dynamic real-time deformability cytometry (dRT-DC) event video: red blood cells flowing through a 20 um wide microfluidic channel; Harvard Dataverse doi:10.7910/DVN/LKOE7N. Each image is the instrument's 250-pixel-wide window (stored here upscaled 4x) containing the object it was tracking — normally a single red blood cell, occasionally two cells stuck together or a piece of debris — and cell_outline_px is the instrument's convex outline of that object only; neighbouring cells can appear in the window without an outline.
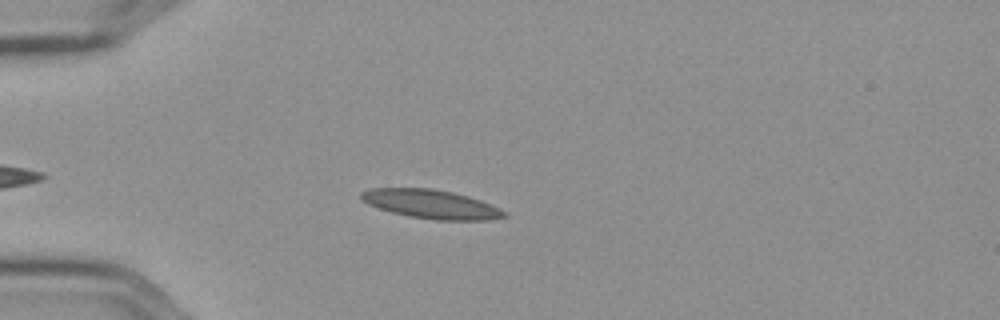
{"species": "Egyptian fruit bat (a non-hibernating species)", "species_latin": "Rousettus aegyptiacus", "temperature_condition": "cold", "stored_images_in_passage": 46, "camera_frame_rate_fps": 3000, "um_per_image_px": 0.085, "frame": {"image": 1, "passage_image": 5, "time_ms": 1.333, "image_size_px": [1000, 320], "cell_outline_px": [[508, 216], [488, 220], [436, 220], [408, 216], [392, 212], [368, 204], [360, 196], [360, 192], [372, 188], [432, 188], [452, 192], [468, 196], [480, 200], [500, 208]], "centroid_in_image_um": [36.66, 17.35], "position_along_channel_um": 48.3, "area_um2": 23.87}}
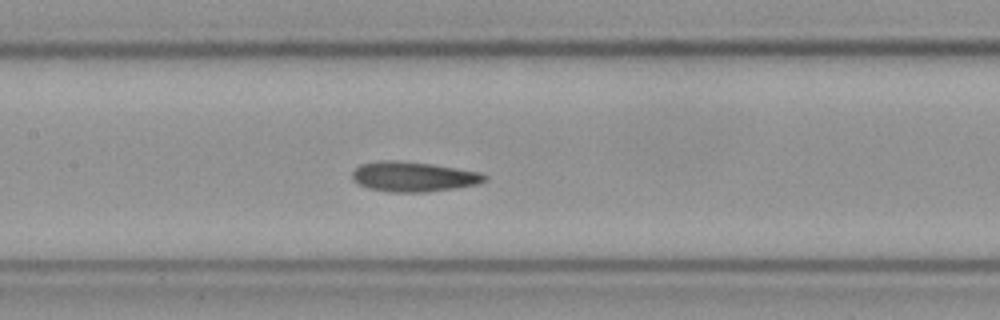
{"frame": {"image": 2, "passage_image": 17, "time_ms": 5.333, "image_size_px": [1000, 320], "cell_outline_px": [[488, 180], [480, 184], [424, 192], [388, 192], [368, 188], [352, 180], [352, 172], [360, 164], [380, 160], [396, 160], [432, 164], [480, 172], [488, 176]], "centroid_in_image_um": [35.14, 15.01], "position_along_channel_um": 172.3, "area_um2": 23.18}}
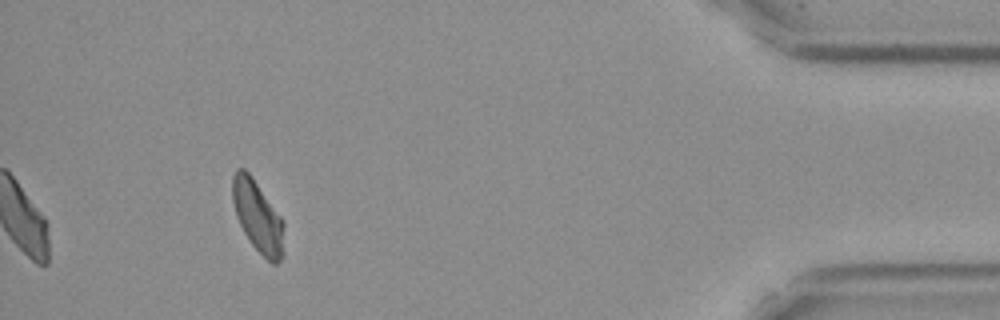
{"frame": {"image": 3, "passage_image": 42, "time_ms": 13.667, "image_size_px": [1000, 320], "cell_outline_px": [[284, 256], [276, 264], [272, 264], [252, 244], [244, 232], [236, 216], [232, 200], [232, 176], [236, 168], [244, 168], [252, 176], [284, 220]], "centroid_in_image_um": [21.93, 18.39], "position_along_channel_um": 413.3, "area_um2": 21.68}, "authors_computed_cell_mechanics": {"area_um2": 22.6287, "velocity_mm_per_s": 3.5686, "shape_relaxation_time_tau1_ms": 6.2529, "shape_relaxation_time_tau2_ms": 2.6001, "deformation_change_tau1": 0.1607, "deformation_change_tau2": 0.0929}}